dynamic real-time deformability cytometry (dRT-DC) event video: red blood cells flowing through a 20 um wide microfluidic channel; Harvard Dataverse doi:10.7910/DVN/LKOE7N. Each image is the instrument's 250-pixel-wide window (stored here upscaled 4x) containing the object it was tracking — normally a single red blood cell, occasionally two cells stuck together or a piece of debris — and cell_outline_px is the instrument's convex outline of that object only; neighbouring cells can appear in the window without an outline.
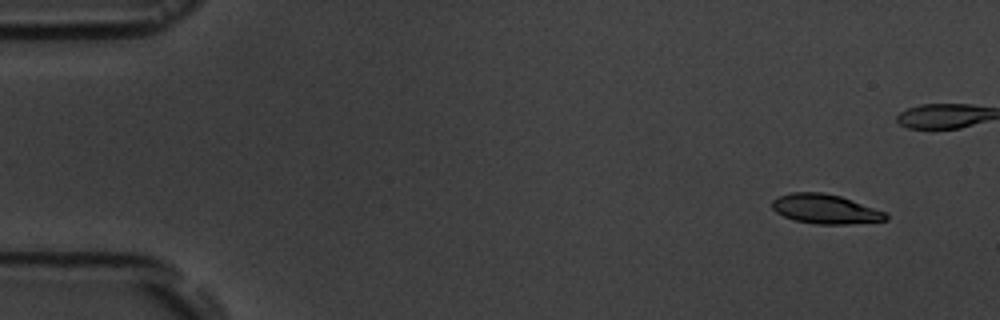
{"species": "common noctule bat (a hibernating species)", "species_latin": "Nyctalus noctula", "temperature_condition": "room temperature", "stored_images_in_passage": 12, "camera_frame_rate_fps": 3000, "um_per_image_px": 0.085, "animal": {"sex": "male", "body_mass_g": 19.5, "forearm_length_mm": 54.6}, "frame": {"image": 1, "passage_image": 1, "time_ms": 0.0, "image_size_px": [1000, 320], "cell_outline_px": [[888, 220], [848, 224], [816, 224], [792, 220], [776, 212], [772, 208], [772, 200], [780, 196], [792, 192], [824, 192], [840, 196], [884, 212], [888, 216]], "centroid_in_image_um": [70.11, 17.77], "position_along_channel_um": 14.9, "area_um2": 19.36}}
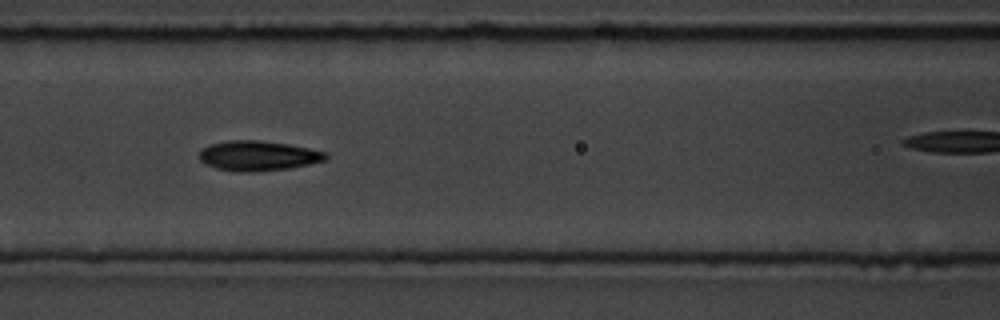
{"frame": {"image": 2, "passage_image": 6, "time_ms": 6.667, "image_size_px": [1000, 320], "cell_outline_px": [[328, 156], [324, 160], [308, 164], [288, 168], [256, 172], [240, 172], [216, 168], [200, 160], [200, 152], [208, 144], [228, 140], [260, 140], [288, 144], [308, 148], [324, 152]], "centroid_in_image_um": [21.91, 13.23], "position_along_channel_um": 144.7, "area_um2": 21.85}}